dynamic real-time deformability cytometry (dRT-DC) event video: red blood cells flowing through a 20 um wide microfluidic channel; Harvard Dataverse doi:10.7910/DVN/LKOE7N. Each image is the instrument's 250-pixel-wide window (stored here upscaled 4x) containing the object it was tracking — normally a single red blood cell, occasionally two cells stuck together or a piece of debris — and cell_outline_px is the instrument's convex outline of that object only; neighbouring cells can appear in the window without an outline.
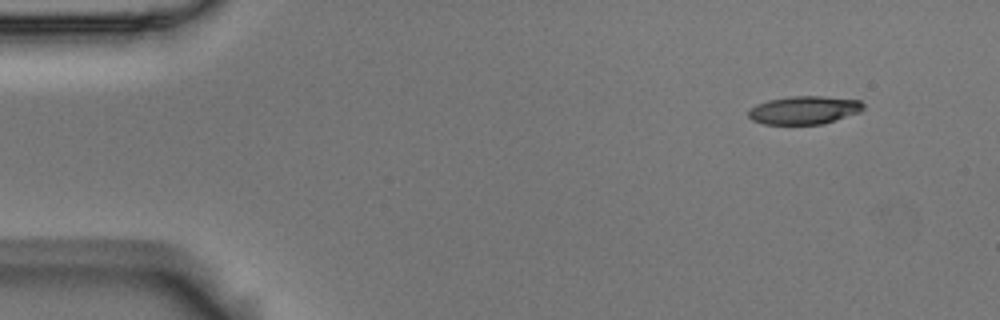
{"species": "Egyptian fruit bat (a non-hibernating species)", "species_latin": "Rousettus aegyptiacus", "temperature_condition": "room temperature", "stored_images_in_passage": 4, "camera_frame_rate_fps": 3000, "um_per_image_px": 0.085, "animal": {"sex": "male"}, "frame": {"image": 1, "passage_image": 1, "time_ms": 0.0, "image_size_px": [1000, 320], "cell_outline_px": [[864, 108], [860, 112], [824, 124], [764, 124], [752, 120], [748, 116], [748, 108], [756, 104], [768, 100], [792, 96], [820, 96], [860, 100], [864, 104]], "centroid_in_image_um": [68.34, 9.36], "position_along_channel_um": 16.7, "area_um2": 18.96}}